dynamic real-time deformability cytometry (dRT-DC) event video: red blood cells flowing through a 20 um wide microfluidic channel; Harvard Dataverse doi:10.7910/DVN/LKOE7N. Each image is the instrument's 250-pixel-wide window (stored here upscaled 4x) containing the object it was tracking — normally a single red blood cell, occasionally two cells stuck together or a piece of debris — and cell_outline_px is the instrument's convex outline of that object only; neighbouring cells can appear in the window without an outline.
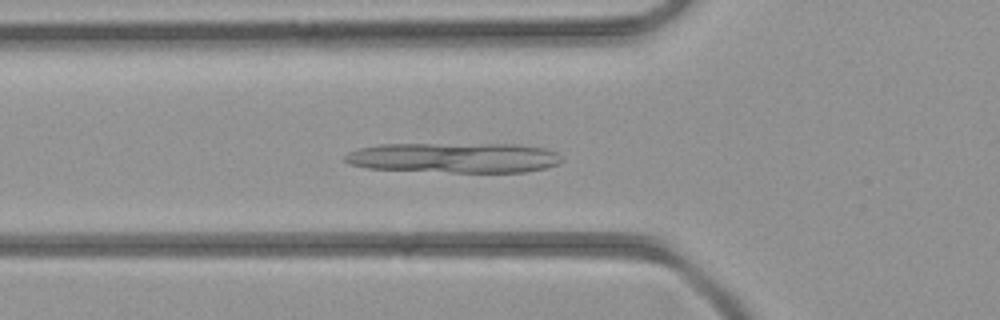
{"species": "common noctule bat (a hibernating species)", "species_latin": "Nyctalus noctula", "temperature_condition": "room temperature", "stored_images_in_passage": 32, "camera_frame_rate_fps": 3000, "um_per_image_px": 0.085, "animal": {"sex": "female", "body_mass_g": 21.9}, "frame": {"image": 1, "passage_image": 4, "time_ms": 1.0, "image_size_px": [1000, 320], "cell_outline_px": [[564, 160], [560, 164], [548, 168], [524, 172], [452, 172], [368, 168], [348, 164], [344, 160], [344, 156], [348, 152], [360, 148], [380, 144], [520, 144], [548, 148], [556, 152]], "centroid_in_image_um": [38.68, 13.4], "position_along_channel_um": 87.1, "area_um2": 38.44}}
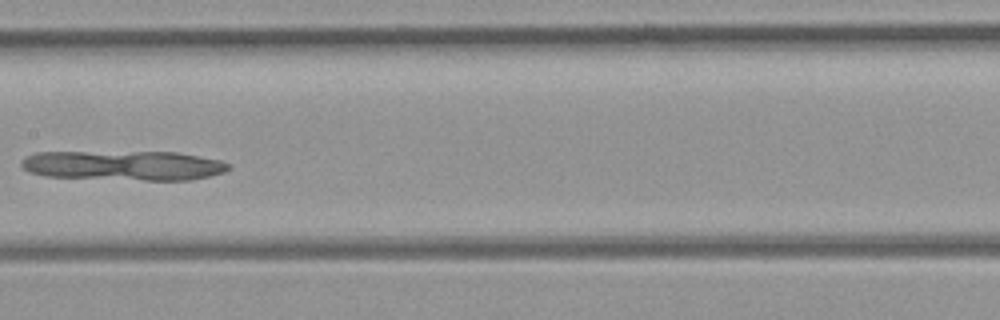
{"frame": {"image": 2, "passage_image": 11, "time_ms": 3.333, "image_size_px": [1000, 320], "cell_outline_px": [[232, 168], [224, 172], [192, 180], [144, 180], [44, 176], [28, 172], [20, 164], [20, 160], [24, 156], [36, 152], [176, 152], [220, 160], [228, 164]], "centroid_in_image_um": [10.47, 14.06], "position_along_channel_um": 196.9, "area_um2": 35.95}}
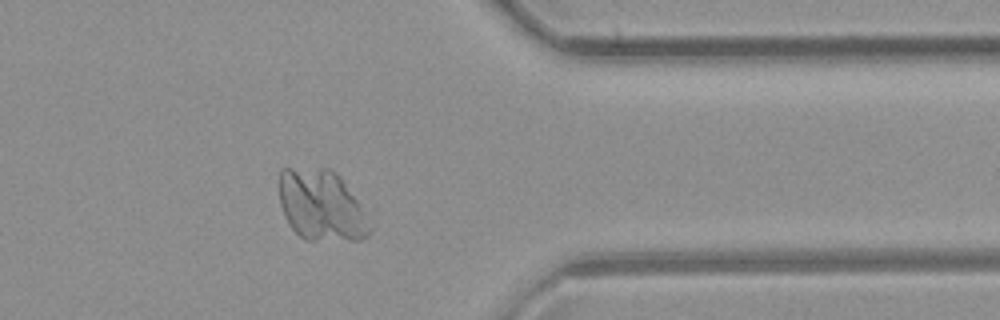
{"frame": {"image": 3, "passage_image": 24, "time_ms": 7.667, "image_size_px": [1000, 320], "cell_outline_px": [[372, 228], [368, 236], [364, 240], [304, 240], [288, 224], [284, 216], [280, 204], [280, 168], [328, 168], [336, 172], [340, 176], [360, 204]], "centroid_in_image_um": [27.31, 17.48], "position_along_channel_um": 384.1, "area_um2": 37.57}}